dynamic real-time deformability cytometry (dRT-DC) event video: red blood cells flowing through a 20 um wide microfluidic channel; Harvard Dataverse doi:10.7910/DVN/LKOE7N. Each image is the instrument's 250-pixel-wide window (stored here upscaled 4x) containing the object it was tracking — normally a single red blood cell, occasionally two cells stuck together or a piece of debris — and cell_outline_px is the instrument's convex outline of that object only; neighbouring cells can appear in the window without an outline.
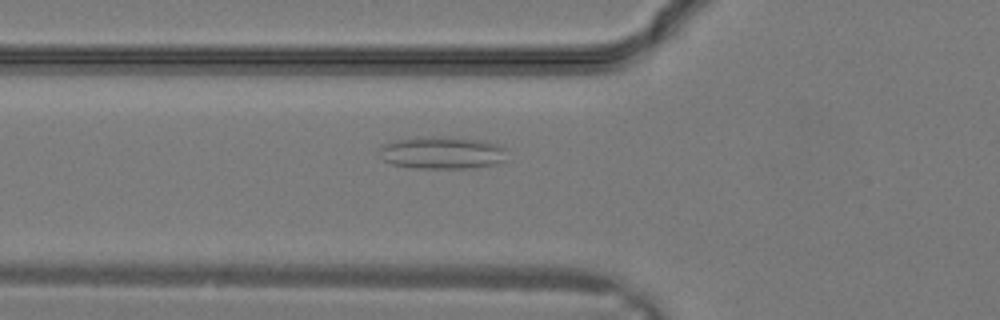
{"species": "common noctule bat (a hibernating species)", "species_latin": "Nyctalus noctula", "temperature_condition": "warm", "stored_images_in_passage": 20, "camera_frame_rate_fps": 3000, "um_per_image_px": 0.085, "animal": {"sex": "male", "body_mass_g": 19.2, "forearm_length_mm": 51.8}, "frame": {"image": 1, "passage_image": 12, "time_ms": 3.667, "image_size_px": [1000, 320], "cell_outline_px": [[508, 160], [496, 164], [472, 168], [412, 168], [392, 164], [384, 160], [380, 148], [384, 144], [396, 140], [432, 136], [480, 140], [496, 144], [504, 148]], "centroid_in_image_um": [37.62, 13.0], "position_along_channel_um": 88.2, "area_um2": 23.87}}
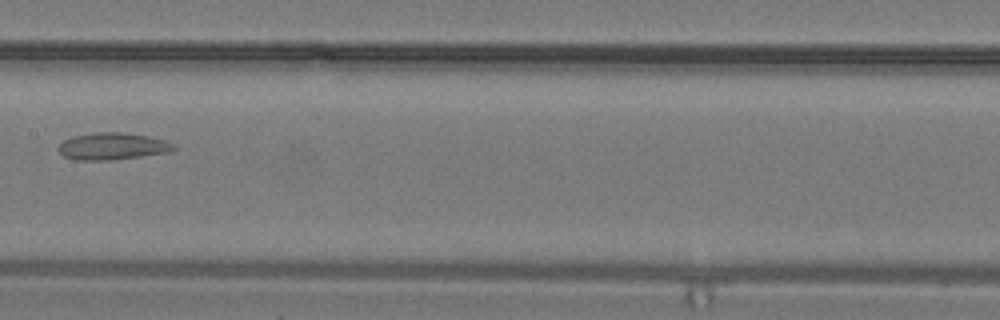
{"frame": {"image": 2, "passage_image": 17, "time_ms": 5.333, "image_size_px": [1000, 320], "cell_outline_px": [[176, 148], [168, 152], [112, 160], [76, 160], [64, 156], [56, 148], [64, 140], [72, 136], [96, 132], [124, 132], [148, 136], [164, 140], [172, 144]], "centroid_in_image_um": [9.51, 12.43], "position_along_channel_um": 197.9, "area_um2": 18.03}}
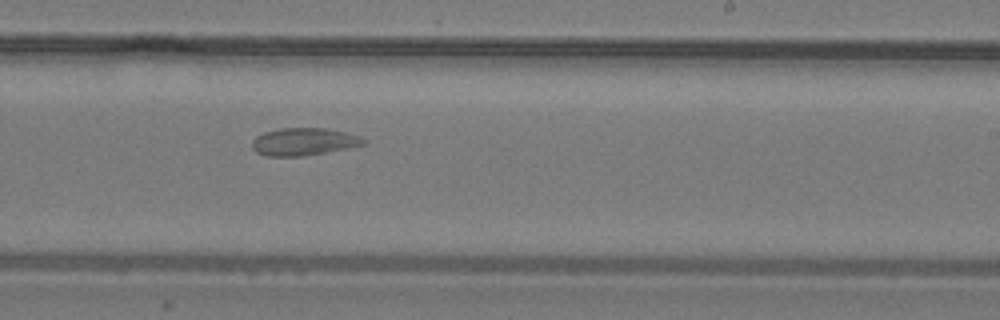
{"frame": {"image": 3, "passage_image": 20, "time_ms": 6.333, "image_size_px": [1000, 320], "cell_outline_px": [[368, 144], [324, 152], [300, 156], [264, 156], [256, 152], [252, 148], [252, 140], [256, 136], [264, 132], [280, 128], [328, 128], [360, 136]], "centroid_in_image_um": [25.79, 12.04], "position_along_channel_um": 263.2, "area_um2": 17.8}}